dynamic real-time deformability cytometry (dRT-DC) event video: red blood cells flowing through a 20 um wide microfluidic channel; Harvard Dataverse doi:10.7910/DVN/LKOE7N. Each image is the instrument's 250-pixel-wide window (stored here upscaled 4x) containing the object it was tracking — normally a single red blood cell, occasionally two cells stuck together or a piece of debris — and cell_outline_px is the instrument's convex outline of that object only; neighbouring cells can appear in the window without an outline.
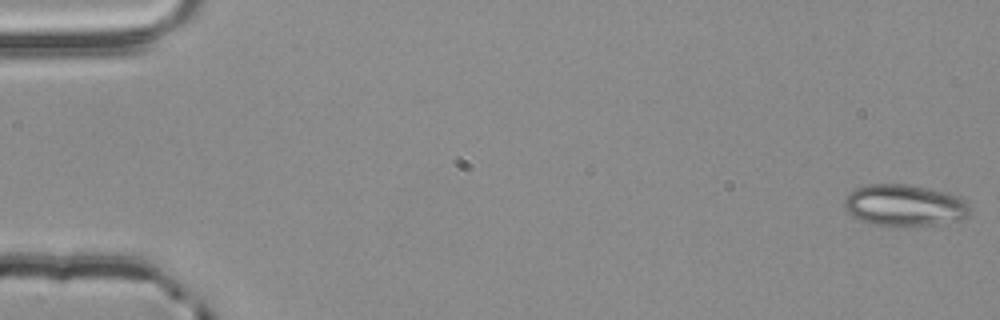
{"species": "common noctule bat (a hibernating species)", "species_latin": "Nyctalus noctula", "temperature_condition": "room temperature", "stored_images_in_passage": 55, "camera_frame_rate_fps": 3000, "um_per_image_px": 0.085, "animal": {"sex": "male", "body_mass_g": 20.4}, "frame": {"image": 1, "passage_image": 1, "time_ms": 0.0, "image_size_px": [1000, 320], "cell_outline_px": [[972, 212], [968, 216], [960, 220], [936, 224], [872, 224], [860, 220], [852, 216], [844, 208], [844, 196], [848, 192], [856, 188], [868, 184], [904, 184], [928, 188], [944, 192], [956, 196], [964, 200], [968, 204]], "centroid_in_image_um": [76.85, 17.43], "position_along_channel_um": 8.1, "area_um2": 30.06}}
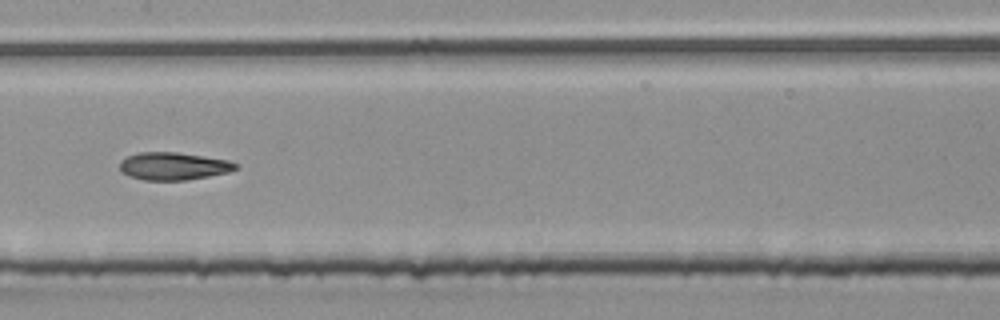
{"frame": {"image": 2, "passage_image": 28, "time_ms": 9.0, "image_size_px": [1000, 320], "cell_outline_px": [[236, 168], [228, 172], [208, 176], [184, 180], [144, 180], [128, 176], [120, 172], [120, 160], [128, 156], [140, 152], [176, 152], [228, 160], [236, 164]], "centroid_in_image_um": [14.67, 14.12], "position_along_channel_um": 192.7, "area_um2": 18.5}}
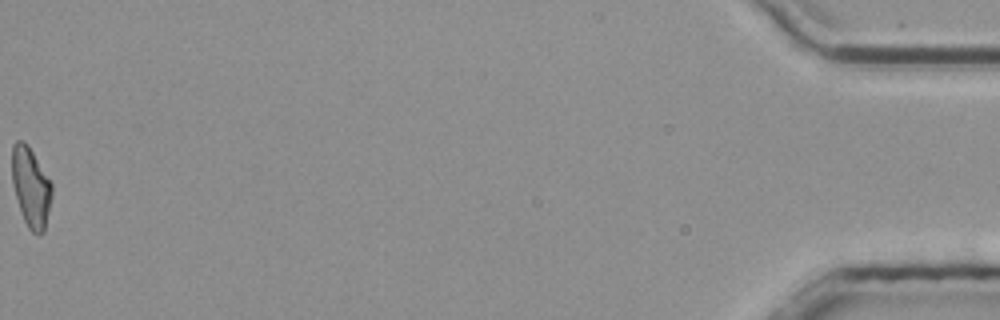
{"frame": {"image": 3, "passage_image": 55, "time_ms": 18.0, "image_size_px": [1000, 320], "cell_outline_px": [[52, 192], [44, 232], [40, 236], [36, 236], [28, 228], [24, 220], [12, 184], [12, 144], [16, 140], [24, 140], [28, 144], [52, 184]], "centroid_in_image_um": [2.61, 15.9], "position_along_channel_um": 432.6, "area_um2": 18.5}, "authors_computed_cell_mechanics": {"area_um2": 19.1318, "velocity_mm_per_s": 3.8635, "shape_relaxation_time_tau1_ms": 7.5093, "shape_relaxation_time_tau2_ms": 3.7531, "deformation_change_tau1": 0.185, "deformation_change_tau2": 0.1179}}